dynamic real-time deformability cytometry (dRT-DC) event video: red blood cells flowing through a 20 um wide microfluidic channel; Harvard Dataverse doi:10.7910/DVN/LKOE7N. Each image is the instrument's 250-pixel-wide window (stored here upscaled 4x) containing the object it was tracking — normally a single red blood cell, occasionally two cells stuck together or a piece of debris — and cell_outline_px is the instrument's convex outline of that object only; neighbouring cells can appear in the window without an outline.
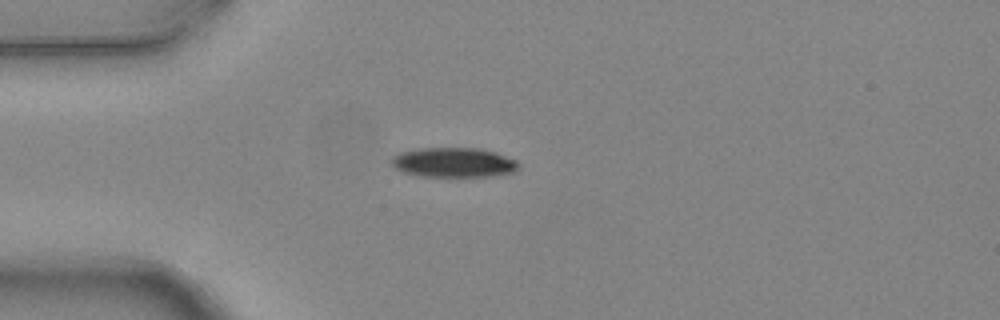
{"species": "common noctule bat (a hibernating species)", "species_latin": "Nyctalus noctula", "temperature_condition": "warm", "stored_images_in_passage": 2, "camera_frame_rate_fps": 3000, "um_per_image_px": 0.085, "animal": {"sex": "female", "body_mass_g": 24.6, "forearm_length_mm": 56.2}, "frame": {"image": 1, "passage_image": 1, "time_ms": 0.0, "image_size_px": [1000, 320], "cell_outline_px": [[520, 168], [512, 172], [500, 176], [420, 176], [400, 172], [392, 168], [388, 164], [392, 156], [400, 152], [420, 148], [480, 148], [496, 152], [516, 160], [520, 164]], "centroid_in_image_um": [38.52, 13.81], "position_along_channel_um": 46.5, "area_um2": 22.48}}